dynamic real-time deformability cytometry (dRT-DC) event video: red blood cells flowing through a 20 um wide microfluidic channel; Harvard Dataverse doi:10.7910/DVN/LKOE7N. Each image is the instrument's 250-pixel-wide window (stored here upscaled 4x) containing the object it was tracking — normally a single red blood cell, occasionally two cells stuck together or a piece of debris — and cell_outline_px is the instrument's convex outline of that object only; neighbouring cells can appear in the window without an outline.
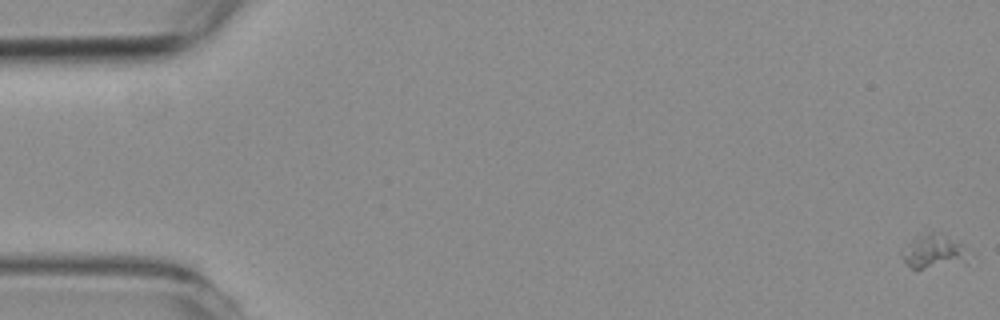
{"species": "common noctule bat (a hibernating species)", "species_latin": "Nyctalus noctula", "temperature_condition": "room temperature", "stored_images_in_passage": 59, "camera_frame_rate_fps": 3000, "um_per_image_px": 0.085, "animal": {"sex": "female", "body_mass_g": 19.3, "forearm_length_mm": 54.1}, "frame": {"image": 1, "passage_image": 1, "time_ms": 0.0, "image_size_px": [1000, 320], "cell_outline_px": [[972, 252], [968, 264], [920, 268], [912, 268], [904, 264], [900, 256], [900, 252], [908, 244], [920, 236], [932, 232], [940, 232], [960, 244]], "centroid_in_image_um": [79.44, 21.42], "position_along_channel_um": 5.6, "area_um2": 13.35}}
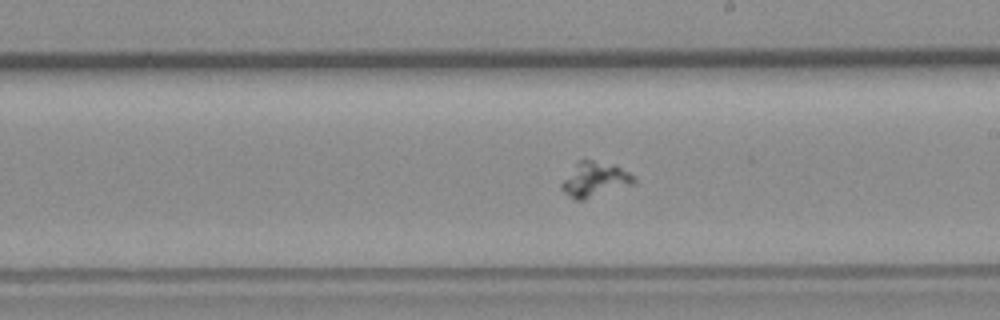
{"frame": {"image": 2, "passage_image": 34, "time_ms": 11.0, "image_size_px": [1000, 320], "cell_outline_px": [[636, 184], [584, 200], [576, 200], [568, 196], [560, 188], [560, 184], [576, 164], [580, 160], [592, 160], [616, 164], [636, 176]], "centroid_in_image_um": [50.62, 15.27], "position_along_channel_um": 238.4, "area_um2": 14.91}}
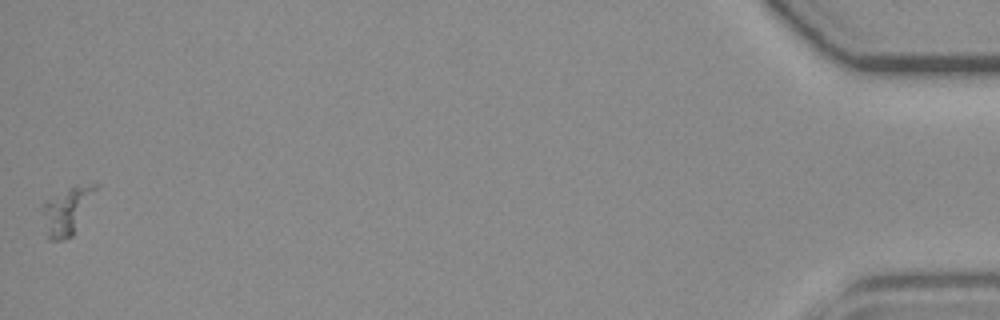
{"frame": {"image": 3, "passage_image": 59, "time_ms": 19.333, "image_size_px": [1000, 320], "cell_outline_px": [[100, 184], [72, 236], [60, 240], [48, 240], [44, 212], [44, 204], [48, 200], [68, 188], [96, 184]], "centroid_in_image_um": [5.72, 17.92], "position_along_channel_um": 429.5, "area_um2": 13.64}}